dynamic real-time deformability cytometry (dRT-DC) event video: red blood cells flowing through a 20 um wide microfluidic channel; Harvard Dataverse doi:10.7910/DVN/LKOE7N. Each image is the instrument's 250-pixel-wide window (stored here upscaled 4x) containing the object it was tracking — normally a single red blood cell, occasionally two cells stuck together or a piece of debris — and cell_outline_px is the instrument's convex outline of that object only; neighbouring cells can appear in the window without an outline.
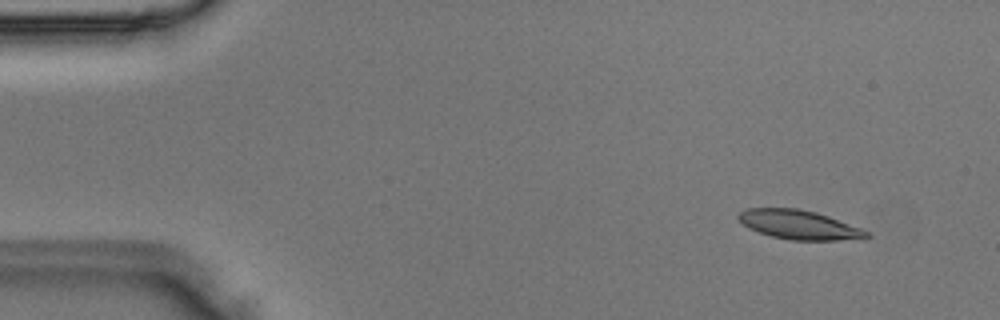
{"species": "Egyptian fruit bat (a non-hibernating species)", "species_latin": "Rousettus aegyptiacus", "temperature_condition": "room temperature", "stored_images_in_passage": 6, "camera_frame_rate_fps": 3000, "um_per_image_px": 0.085, "animal": {"sex": "male"}, "frame": {"image": 1, "passage_image": 2, "time_ms": 0.333, "image_size_px": [1000, 320], "cell_outline_px": [[872, 236], [868, 240], [792, 240], [772, 236], [748, 228], [736, 216], [740, 212], [748, 208], [796, 208], [816, 212], [828, 216], [860, 228], [868, 232]], "centroid_in_image_um": [67.99, 19.12], "position_along_channel_um": 17.0, "area_um2": 21.79}}
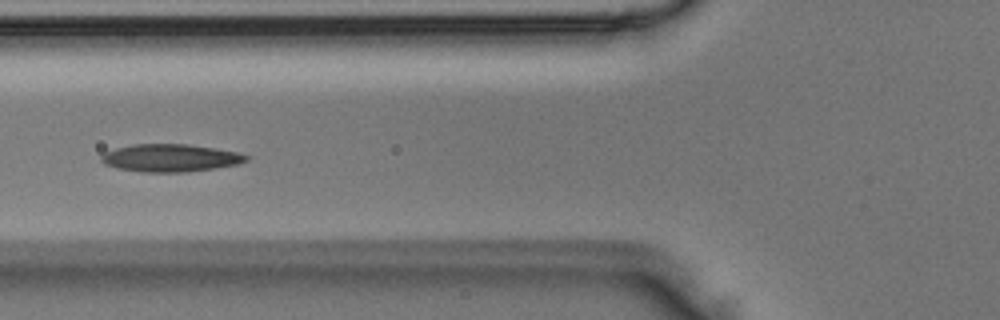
{"frame": {"image": 2, "passage_image": 6, "time_ms": 1.667, "image_size_px": [1000, 320], "cell_outline_px": [[252, 156], [248, 160], [240, 164], [216, 168], [188, 172], [140, 172], [116, 168], [104, 164], [100, 160], [100, 156], [104, 152], [116, 148], [132, 144], [188, 144], [216, 148], [240, 152]], "centroid_in_image_um": [14.52, 13.42], "position_along_channel_um": 111.3, "area_um2": 23.81}}